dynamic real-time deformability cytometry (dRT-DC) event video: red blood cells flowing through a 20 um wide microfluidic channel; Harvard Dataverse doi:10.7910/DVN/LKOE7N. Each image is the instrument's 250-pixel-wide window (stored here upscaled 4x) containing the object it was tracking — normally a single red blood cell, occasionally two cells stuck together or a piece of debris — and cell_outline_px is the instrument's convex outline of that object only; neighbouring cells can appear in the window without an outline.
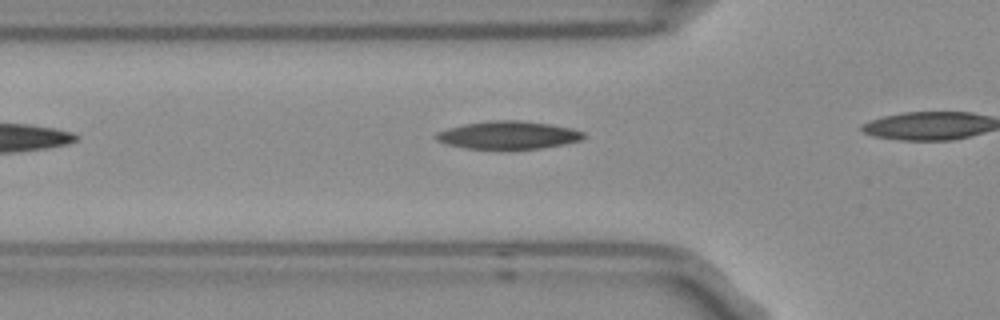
{"species": "Egyptian fruit bat (a non-hibernating species)", "species_latin": "Rousettus aegyptiacus", "temperature_condition": "room temperature", "stored_images_in_passage": 4, "segment_of_instrument_passage": [1, 2], "camera_frame_rate_fps": 3000, "um_per_image_px": 0.085, "frame": {"image": 1, "passage_image": 3, "time_ms": 0.667, "image_size_px": [1000, 320], "cell_outline_px": [[588, 136], [580, 140], [564, 144], [540, 148], [464, 148], [444, 144], [436, 140], [436, 132], [448, 128], [464, 124], [488, 120], [520, 120], [552, 124], [572, 128], [584, 132]], "centroid_in_image_um": [43.21, 11.46], "position_along_channel_um": 82.6, "area_um2": 23.99}}